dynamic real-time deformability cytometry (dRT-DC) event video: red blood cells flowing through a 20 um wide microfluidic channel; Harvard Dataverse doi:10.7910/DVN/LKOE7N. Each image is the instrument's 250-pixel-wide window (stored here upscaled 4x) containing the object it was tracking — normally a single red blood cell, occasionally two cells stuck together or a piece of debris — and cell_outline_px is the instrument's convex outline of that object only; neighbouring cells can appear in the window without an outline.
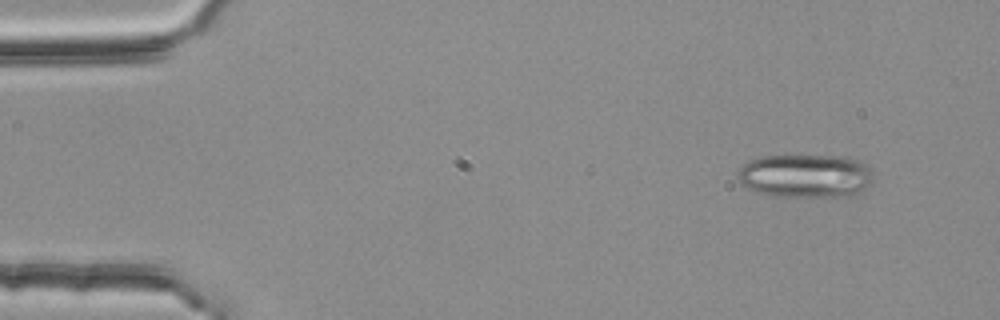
{"species": "common noctule bat (a hibernating species)", "species_latin": "Nyctalus noctula", "temperature_condition": "room temperature", "stored_images_in_passage": 53, "camera_frame_rate_fps": 3000, "um_per_image_px": 0.085, "animal": {"sex": "female", "body_mass_g": 25.1}, "frame": {"image": 1, "passage_image": 4, "time_ms": 1.0, "image_size_px": [1000, 320], "cell_outline_px": [[872, 172], [868, 184], [864, 188], [852, 196], [776, 196], [756, 192], [740, 184], [736, 176], [740, 168], [748, 160], [760, 156], [844, 156], [860, 160]], "centroid_in_image_um": [68.4, 14.94], "position_along_channel_um": 16.6, "area_um2": 34.28}}
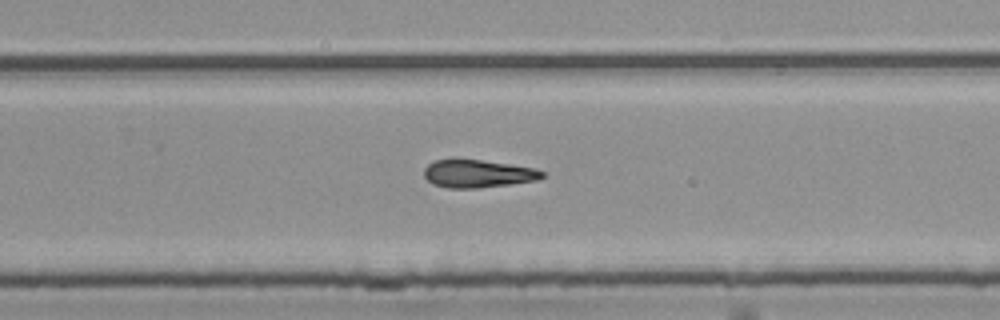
{"frame": {"image": 2, "passage_image": 34, "time_ms": 11.0, "image_size_px": [1000, 320], "cell_outline_px": [[544, 176], [536, 180], [508, 184], [476, 188], [448, 188], [432, 184], [424, 176], [424, 168], [432, 160], [452, 156], [456, 156], [536, 168], [544, 172]], "centroid_in_image_um": [40.52, 14.71], "position_along_channel_um": 289.3, "area_um2": 19.77}}
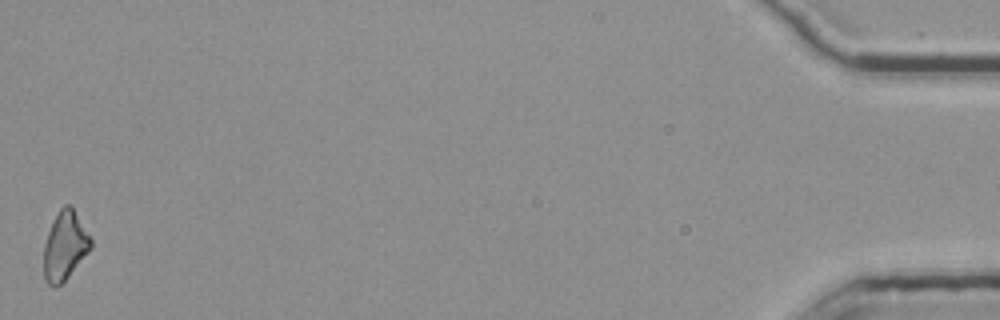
{"frame": {"image": 3, "passage_image": 53, "time_ms": 17.333, "image_size_px": [1000, 320], "cell_outline_px": [[92, 248], [68, 276], [60, 284], [52, 288], [44, 280], [44, 244], [48, 232], [60, 208], [64, 204], [72, 204], [92, 240]], "centroid_in_image_um": [5.52, 20.88], "position_along_channel_um": 429.7, "area_um2": 18.79}}